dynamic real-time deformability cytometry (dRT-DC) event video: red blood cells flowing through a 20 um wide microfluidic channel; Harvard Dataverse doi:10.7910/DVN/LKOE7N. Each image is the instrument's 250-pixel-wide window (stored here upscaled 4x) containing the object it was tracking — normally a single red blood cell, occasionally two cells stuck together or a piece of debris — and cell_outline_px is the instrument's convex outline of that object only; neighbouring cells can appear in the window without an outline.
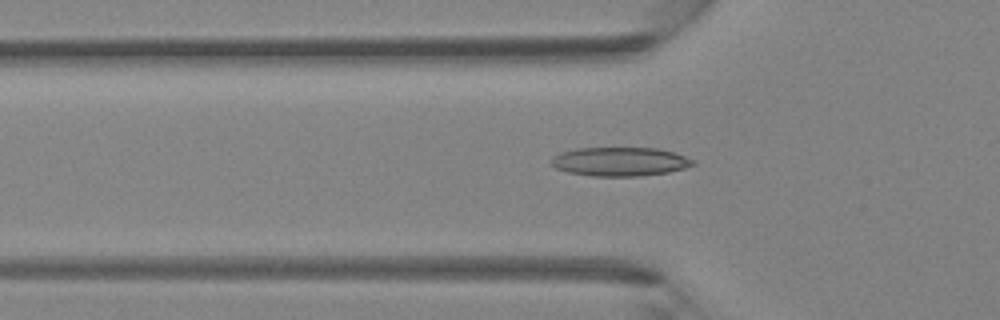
{"species": "Egyptian fruit bat (a non-hibernating species)", "species_latin": "Rousettus aegyptiacus", "temperature_condition": "room temperature", "stored_images_in_passage": 46, "camera_frame_rate_fps": 3000, "um_per_image_px": 0.085, "animal": {"sex": "female"}, "frame": {"image": 1, "passage_image": 15, "time_ms": 4.667, "image_size_px": [1000, 320], "cell_outline_px": [[696, 164], [684, 168], [668, 172], [640, 176], [592, 176], [568, 172], [556, 168], [552, 164], [552, 156], [560, 152], [576, 148], [656, 148], [672, 152], [696, 160]], "centroid_in_image_um": [52.69, 13.73], "position_along_channel_um": 73.1, "area_um2": 23.81}}
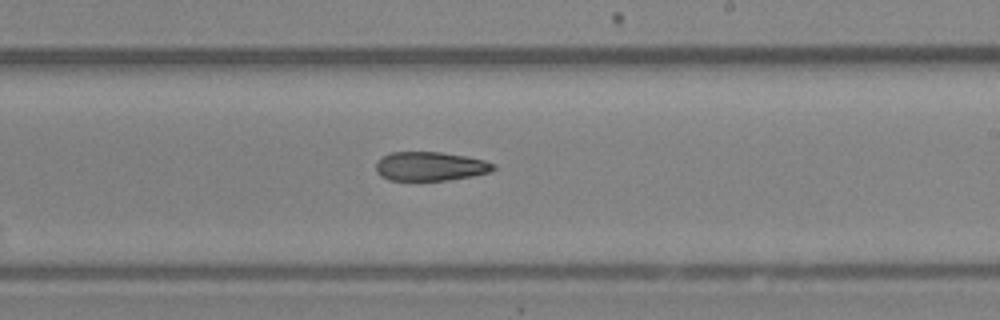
{"frame": {"image": 2, "passage_image": 27, "time_ms": 8.667, "image_size_px": [1000, 320], "cell_outline_px": [[496, 168], [488, 172], [472, 176], [448, 180], [388, 180], [380, 176], [376, 172], [376, 164], [384, 156], [392, 152], [440, 152], [464, 156], [484, 160], [496, 164]], "centroid_in_image_um": [36.57, 14.14], "position_along_channel_um": 252.4, "area_um2": 19.71}}
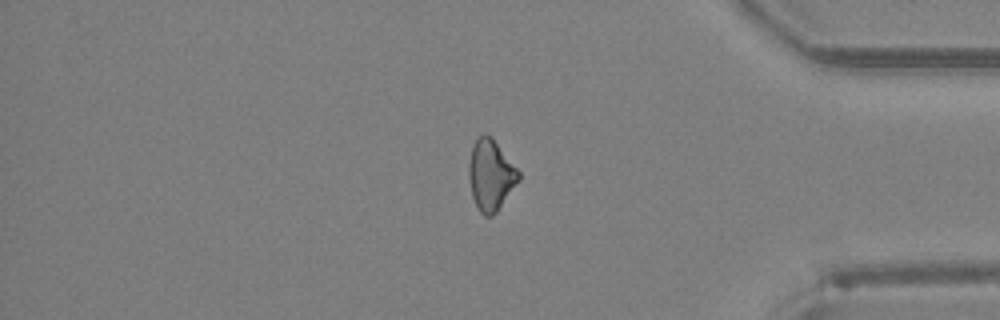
{"frame": {"image": 3, "passage_image": 38, "time_ms": 12.333, "image_size_px": [1000, 320], "cell_outline_px": [[520, 180], [496, 212], [492, 216], [484, 216], [480, 212], [472, 196], [468, 176], [468, 164], [472, 144], [476, 136], [484, 132], [492, 136], [520, 172]], "centroid_in_image_um": [41.69, 14.83], "position_along_channel_um": 393.5, "area_um2": 20.87}}